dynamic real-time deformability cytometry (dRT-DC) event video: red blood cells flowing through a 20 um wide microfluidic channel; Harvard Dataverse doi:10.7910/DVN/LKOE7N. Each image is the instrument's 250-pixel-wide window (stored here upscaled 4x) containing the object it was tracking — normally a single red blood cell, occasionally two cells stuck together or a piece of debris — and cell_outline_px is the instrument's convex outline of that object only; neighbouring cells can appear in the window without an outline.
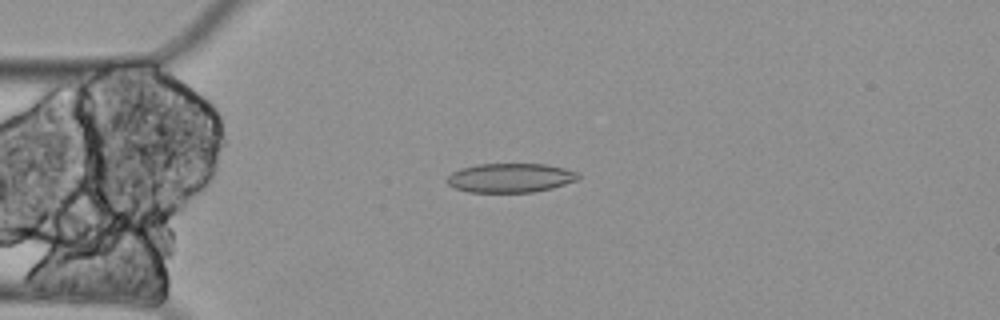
{"species": "Egyptian fruit bat (a non-hibernating species)", "species_latin": "Rousettus aegyptiacus", "temperature_condition": "cold", "stored_images_in_passage": 2, "camera_frame_rate_fps": 3000, "um_per_image_px": 0.085, "animal": {"sex": "female"}, "frame": {"image": 1, "passage_image": 1, "time_ms": 0.0, "image_size_px": [1000, 320], "cell_outline_px": [[580, 180], [552, 188], [532, 192], [468, 192], [456, 188], [448, 184], [444, 180], [452, 172], [460, 168], [476, 164], [544, 164], [564, 168], [580, 172]], "centroid_in_image_um": [43.4, 15.11], "position_along_channel_um": 41.6, "area_um2": 22.54}}